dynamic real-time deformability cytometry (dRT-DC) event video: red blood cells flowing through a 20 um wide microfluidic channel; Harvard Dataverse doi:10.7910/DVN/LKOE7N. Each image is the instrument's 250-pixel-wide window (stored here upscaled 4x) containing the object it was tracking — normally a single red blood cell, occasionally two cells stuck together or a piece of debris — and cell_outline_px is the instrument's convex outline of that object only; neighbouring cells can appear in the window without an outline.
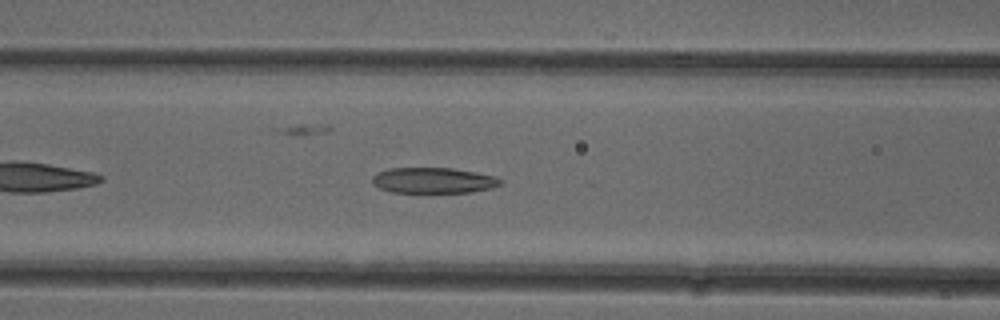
{"species": "common noctule bat (a hibernating species)", "species_latin": "Nyctalus noctula", "temperature_condition": "cold", "stored_images_in_passage": 33, "camera_frame_rate_fps": 3000, "um_per_image_px": 0.085, "animal": {"sex": "female"}, "frame": {"image": 1, "passage_image": 8, "time_ms": 2.333, "image_size_px": [1000, 320], "cell_outline_px": [[504, 180], [500, 184], [492, 188], [472, 192], [392, 192], [380, 188], [372, 184], [372, 176], [388, 168], [452, 168], [476, 172], [496, 176]], "centroid_in_image_um": [36.87, 15.33], "position_along_channel_um": 129.7, "area_um2": 19.19}}
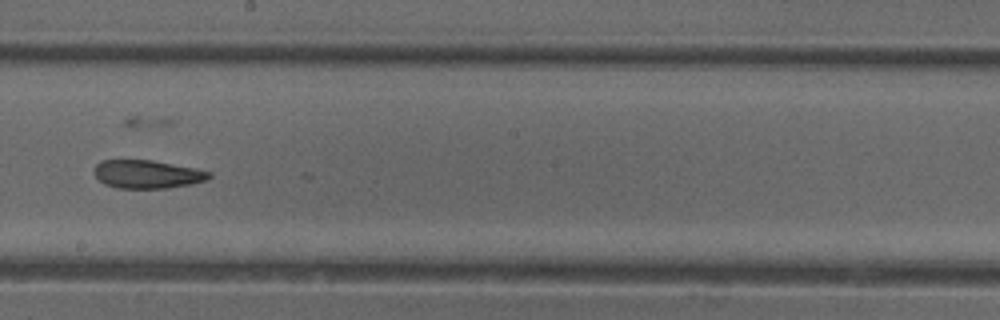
{"frame": {"image": 2, "passage_image": 16, "time_ms": 5.0, "image_size_px": [1000, 320], "cell_outline_px": [[212, 176], [208, 180], [192, 184], [168, 188], [116, 188], [104, 184], [96, 176], [96, 164], [100, 160], [152, 160], [196, 168], [212, 172]], "centroid_in_image_um": [12.57, 14.81], "position_along_channel_um": 235.6, "area_um2": 19.02}}
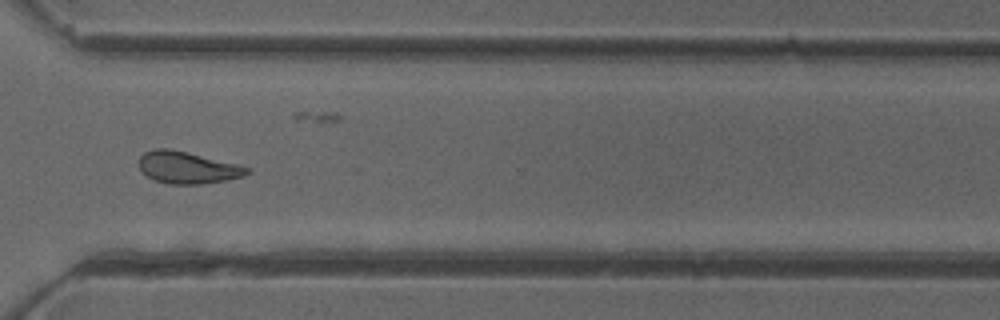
{"frame": {"image": 3, "passage_image": 25, "time_ms": 8.0, "image_size_px": [1000, 320], "cell_outline_px": [[252, 172], [244, 176], [228, 180], [200, 184], [172, 184], [156, 180], [148, 176], [140, 168], [140, 156], [144, 152], [156, 148], [168, 148], [236, 164], [252, 168]], "centroid_in_image_um": [15.98, 14.25], "position_along_channel_um": 354.6, "area_um2": 19.83}, "authors_computed_cell_mechanics": {"area_um2": 19.7676, "velocity_mm_per_s": 3.9759, "shape_relaxation_time_tau1_ms": null, "shape_relaxation_time_tau2_ms": 2.9783, "deformation_change_tau1": null, "deformation_change_tau2": 0.1054}}